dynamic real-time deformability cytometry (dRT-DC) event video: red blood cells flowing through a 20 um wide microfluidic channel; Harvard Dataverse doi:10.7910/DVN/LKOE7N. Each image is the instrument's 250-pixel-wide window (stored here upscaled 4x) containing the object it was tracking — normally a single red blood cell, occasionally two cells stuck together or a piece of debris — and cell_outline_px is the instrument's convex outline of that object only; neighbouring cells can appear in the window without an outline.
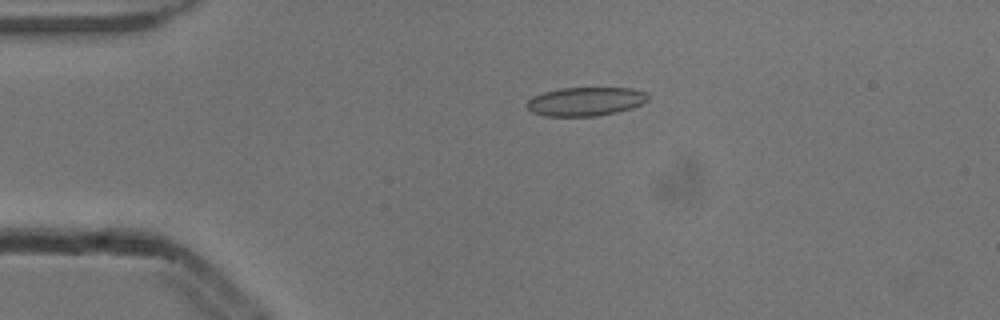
{"species": "common noctule bat (a hibernating species)", "species_latin": "Nyctalus noctula", "temperature_condition": "cold", "stored_images_in_passage": 2, "camera_frame_rate_fps": 3000, "um_per_image_px": 0.085, "animal": {"sex": "male", "body_mass_g": 13.3}, "frame": {"image": 1, "passage_image": 1, "time_ms": 0.0, "image_size_px": [1000, 320], "cell_outline_px": [[648, 100], [632, 108], [616, 112], [596, 116], [544, 116], [532, 112], [524, 104], [532, 96], [544, 92], [560, 88], [632, 88], [648, 92]], "centroid_in_image_um": [49.76, 8.62], "position_along_channel_um": 35.2, "area_um2": 20.4}}